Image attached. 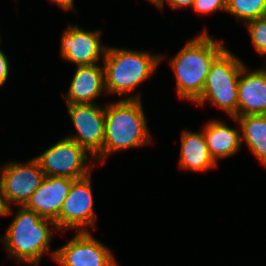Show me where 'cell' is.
I'll return each instance as SVG.
<instances>
[{"label":"cell","mask_w":266,"mask_h":266,"mask_svg":"<svg viewBox=\"0 0 266 266\" xmlns=\"http://www.w3.org/2000/svg\"><path fill=\"white\" fill-rule=\"evenodd\" d=\"M140 93L123 97L105 106V132L102 151L94 158L104 163L106 158L125 149L151 144Z\"/></svg>","instance_id":"1"},{"label":"cell","mask_w":266,"mask_h":266,"mask_svg":"<svg viewBox=\"0 0 266 266\" xmlns=\"http://www.w3.org/2000/svg\"><path fill=\"white\" fill-rule=\"evenodd\" d=\"M225 48L221 41L212 39L207 30L186 42L170 60L179 98L194 103L201 96L210 67Z\"/></svg>","instance_id":"2"},{"label":"cell","mask_w":266,"mask_h":266,"mask_svg":"<svg viewBox=\"0 0 266 266\" xmlns=\"http://www.w3.org/2000/svg\"><path fill=\"white\" fill-rule=\"evenodd\" d=\"M14 217L1 242L8 255L14 257L17 262L38 266L44 253L50 250L53 236L50 225L57 231L56 223L51 219L42 218L24 206H20Z\"/></svg>","instance_id":"3"},{"label":"cell","mask_w":266,"mask_h":266,"mask_svg":"<svg viewBox=\"0 0 266 266\" xmlns=\"http://www.w3.org/2000/svg\"><path fill=\"white\" fill-rule=\"evenodd\" d=\"M162 55L116 47H107L103 59L106 93L124 94L134 91L150 78L161 62Z\"/></svg>","instance_id":"4"},{"label":"cell","mask_w":266,"mask_h":266,"mask_svg":"<svg viewBox=\"0 0 266 266\" xmlns=\"http://www.w3.org/2000/svg\"><path fill=\"white\" fill-rule=\"evenodd\" d=\"M244 64L225 48L213 61L201 96L194 102H210L224 110L229 117H238V80Z\"/></svg>","instance_id":"5"},{"label":"cell","mask_w":266,"mask_h":266,"mask_svg":"<svg viewBox=\"0 0 266 266\" xmlns=\"http://www.w3.org/2000/svg\"><path fill=\"white\" fill-rule=\"evenodd\" d=\"M90 153L74 140L62 138L43 153L34 157L40 164L45 176H59L79 179L89 175L94 169L88 162ZM87 163V164H86Z\"/></svg>","instance_id":"6"},{"label":"cell","mask_w":266,"mask_h":266,"mask_svg":"<svg viewBox=\"0 0 266 266\" xmlns=\"http://www.w3.org/2000/svg\"><path fill=\"white\" fill-rule=\"evenodd\" d=\"M0 172L2 201L6 209L11 208V203L24 206L45 177L34 157L25 164L15 161L6 163L0 167Z\"/></svg>","instance_id":"7"},{"label":"cell","mask_w":266,"mask_h":266,"mask_svg":"<svg viewBox=\"0 0 266 266\" xmlns=\"http://www.w3.org/2000/svg\"><path fill=\"white\" fill-rule=\"evenodd\" d=\"M93 202L91 173L75 179L55 221L58 231L75 229L77 232H87L85 228L96 227Z\"/></svg>","instance_id":"8"},{"label":"cell","mask_w":266,"mask_h":266,"mask_svg":"<svg viewBox=\"0 0 266 266\" xmlns=\"http://www.w3.org/2000/svg\"><path fill=\"white\" fill-rule=\"evenodd\" d=\"M61 266H117L110 249L90 232H77L61 248L51 252Z\"/></svg>","instance_id":"9"},{"label":"cell","mask_w":266,"mask_h":266,"mask_svg":"<svg viewBox=\"0 0 266 266\" xmlns=\"http://www.w3.org/2000/svg\"><path fill=\"white\" fill-rule=\"evenodd\" d=\"M67 109L77 134L67 136L84 147L92 160L102 151L105 132V107L99 104H69Z\"/></svg>","instance_id":"10"},{"label":"cell","mask_w":266,"mask_h":266,"mask_svg":"<svg viewBox=\"0 0 266 266\" xmlns=\"http://www.w3.org/2000/svg\"><path fill=\"white\" fill-rule=\"evenodd\" d=\"M101 33V30H83L77 24H69L60 41L61 57L77 66L99 63L107 50L101 44Z\"/></svg>","instance_id":"11"},{"label":"cell","mask_w":266,"mask_h":266,"mask_svg":"<svg viewBox=\"0 0 266 266\" xmlns=\"http://www.w3.org/2000/svg\"><path fill=\"white\" fill-rule=\"evenodd\" d=\"M73 181L67 177L45 176L24 207L42 218L56 221Z\"/></svg>","instance_id":"12"},{"label":"cell","mask_w":266,"mask_h":266,"mask_svg":"<svg viewBox=\"0 0 266 266\" xmlns=\"http://www.w3.org/2000/svg\"><path fill=\"white\" fill-rule=\"evenodd\" d=\"M266 114V66L251 70L244 65L238 80V116Z\"/></svg>","instance_id":"13"},{"label":"cell","mask_w":266,"mask_h":266,"mask_svg":"<svg viewBox=\"0 0 266 266\" xmlns=\"http://www.w3.org/2000/svg\"><path fill=\"white\" fill-rule=\"evenodd\" d=\"M67 94H63L66 105L94 104L105 87L104 67L99 63L77 66Z\"/></svg>","instance_id":"14"},{"label":"cell","mask_w":266,"mask_h":266,"mask_svg":"<svg viewBox=\"0 0 266 266\" xmlns=\"http://www.w3.org/2000/svg\"><path fill=\"white\" fill-rule=\"evenodd\" d=\"M179 166L193 172H204L217 167V163L210 155L203 131L183 130Z\"/></svg>","instance_id":"15"},{"label":"cell","mask_w":266,"mask_h":266,"mask_svg":"<svg viewBox=\"0 0 266 266\" xmlns=\"http://www.w3.org/2000/svg\"><path fill=\"white\" fill-rule=\"evenodd\" d=\"M210 155L216 163L219 159L228 158L240 150L242 145L240 128H230L223 121L210 120L203 128Z\"/></svg>","instance_id":"16"},{"label":"cell","mask_w":266,"mask_h":266,"mask_svg":"<svg viewBox=\"0 0 266 266\" xmlns=\"http://www.w3.org/2000/svg\"><path fill=\"white\" fill-rule=\"evenodd\" d=\"M240 126L241 143L266 167V114L232 117Z\"/></svg>","instance_id":"17"},{"label":"cell","mask_w":266,"mask_h":266,"mask_svg":"<svg viewBox=\"0 0 266 266\" xmlns=\"http://www.w3.org/2000/svg\"><path fill=\"white\" fill-rule=\"evenodd\" d=\"M226 12L246 23L266 16V0H227Z\"/></svg>","instance_id":"18"},{"label":"cell","mask_w":266,"mask_h":266,"mask_svg":"<svg viewBox=\"0 0 266 266\" xmlns=\"http://www.w3.org/2000/svg\"><path fill=\"white\" fill-rule=\"evenodd\" d=\"M245 25L255 51L266 57V16L248 21Z\"/></svg>","instance_id":"19"},{"label":"cell","mask_w":266,"mask_h":266,"mask_svg":"<svg viewBox=\"0 0 266 266\" xmlns=\"http://www.w3.org/2000/svg\"><path fill=\"white\" fill-rule=\"evenodd\" d=\"M227 0H194L193 11L199 14H210L215 11H226Z\"/></svg>","instance_id":"20"},{"label":"cell","mask_w":266,"mask_h":266,"mask_svg":"<svg viewBox=\"0 0 266 266\" xmlns=\"http://www.w3.org/2000/svg\"><path fill=\"white\" fill-rule=\"evenodd\" d=\"M9 59L5 53L0 49V87L5 84L9 76Z\"/></svg>","instance_id":"21"},{"label":"cell","mask_w":266,"mask_h":266,"mask_svg":"<svg viewBox=\"0 0 266 266\" xmlns=\"http://www.w3.org/2000/svg\"><path fill=\"white\" fill-rule=\"evenodd\" d=\"M165 1L168 2L170 8L177 9V8H182V7H192L194 0H161L159 9H163Z\"/></svg>","instance_id":"22"},{"label":"cell","mask_w":266,"mask_h":266,"mask_svg":"<svg viewBox=\"0 0 266 266\" xmlns=\"http://www.w3.org/2000/svg\"><path fill=\"white\" fill-rule=\"evenodd\" d=\"M52 3L55 2L58 7H60L64 11L74 10V1L73 0H50Z\"/></svg>","instance_id":"23"},{"label":"cell","mask_w":266,"mask_h":266,"mask_svg":"<svg viewBox=\"0 0 266 266\" xmlns=\"http://www.w3.org/2000/svg\"><path fill=\"white\" fill-rule=\"evenodd\" d=\"M12 214V209H6L4 204H3V201H2V194H1V188H0V216H8Z\"/></svg>","instance_id":"24"},{"label":"cell","mask_w":266,"mask_h":266,"mask_svg":"<svg viewBox=\"0 0 266 266\" xmlns=\"http://www.w3.org/2000/svg\"><path fill=\"white\" fill-rule=\"evenodd\" d=\"M153 3L156 7H159L161 0H148Z\"/></svg>","instance_id":"25"}]
</instances>
